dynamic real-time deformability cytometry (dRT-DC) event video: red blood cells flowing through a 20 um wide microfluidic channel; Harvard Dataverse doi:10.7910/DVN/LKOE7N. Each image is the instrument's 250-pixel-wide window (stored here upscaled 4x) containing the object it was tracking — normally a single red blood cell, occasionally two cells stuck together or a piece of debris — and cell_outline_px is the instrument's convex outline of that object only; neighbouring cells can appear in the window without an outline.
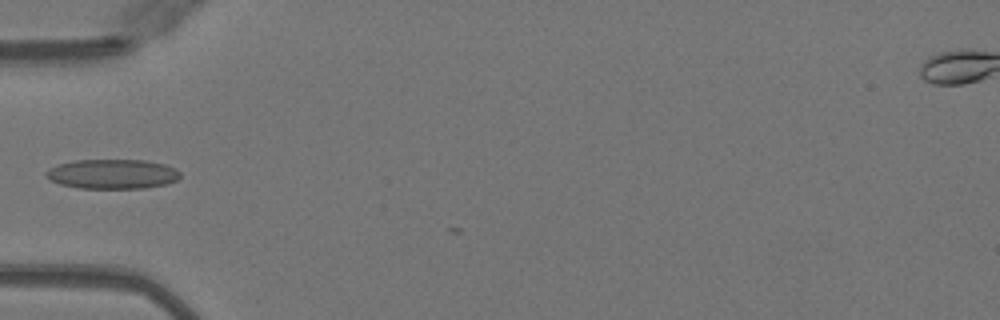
{"species": "Egyptian fruit bat (a non-hibernating species)", "species_latin": "Rousettus aegyptiacus", "temperature_condition": "warm", "stored_images_in_passage": 6, "camera_frame_rate_fps": 3000, "um_per_image_px": 0.085, "animal": {"sex": "female"}, "frame": {"image": 1, "passage_image": 1, "time_ms": 0.0, "image_size_px": [1000, 320], "cell_outline_px": [[180, 176], [176, 180], [168, 184], [144, 188], [80, 188], [60, 184], [44, 176], [44, 172], [48, 168], [56, 164], [72, 160], [144, 160], [164, 164], [176, 168], [180, 172]], "centroid_in_image_um": [9.53, 14.78], "position_along_channel_um": 75.5, "area_um2": 23.35}}
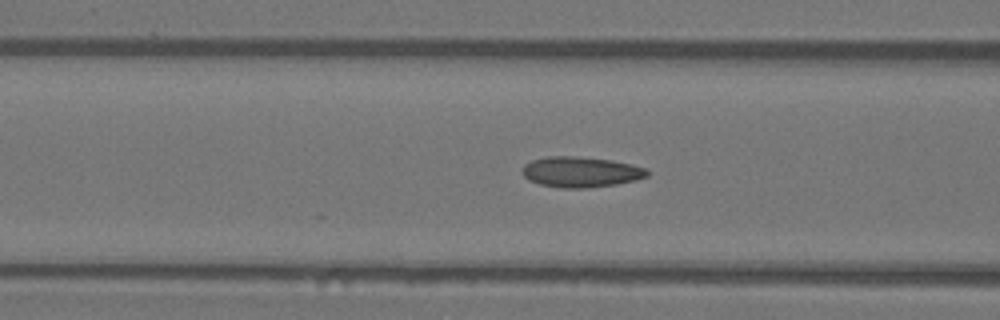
{"frame": {"image": 2, "passage_image": 4, "time_ms": 1.0, "image_size_px": [1000, 320], "cell_outline_px": [[648, 176], [636, 180], [616, 184], [588, 188], [560, 188], [540, 184], [528, 180], [520, 172], [524, 164], [532, 160], [548, 156], [576, 156], [612, 160], [632, 164], [644, 168], [648, 172]], "centroid_in_image_um": [49.33, 14.62], "position_along_channel_um": 117.3, "area_um2": 22.37}}